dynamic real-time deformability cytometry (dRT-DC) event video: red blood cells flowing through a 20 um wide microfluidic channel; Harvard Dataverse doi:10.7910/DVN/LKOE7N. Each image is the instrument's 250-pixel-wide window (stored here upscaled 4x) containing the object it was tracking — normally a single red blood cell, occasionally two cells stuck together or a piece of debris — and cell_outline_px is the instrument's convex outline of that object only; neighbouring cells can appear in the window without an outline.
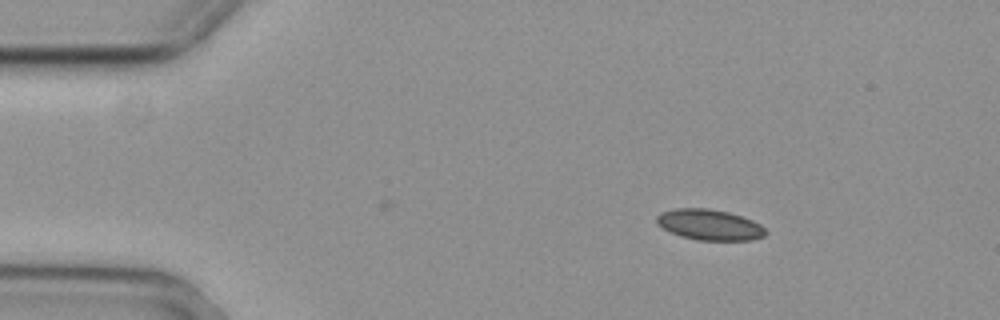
{"species": "common noctule bat (a hibernating species)", "species_latin": "Nyctalus noctula", "temperature_condition": "cold", "stored_images_in_passage": 44, "camera_frame_rate_fps": 3000, "um_per_image_px": 0.085, "animal": {"sex": "female", "body_mass_g": 29.2, "forearm_length_mm": 56.3}, "frame": {"image": 1, "passage_image": 1, "time_ms": 0.0, "image_size_px": [1000, 320], "cell_outline_px": [[768, 232], [764, 236], [752, 240], [696, 240], [680, 236], [656, 224], [656, 216], [660, 212], [676, 208], [708, 208], [728, 212], [752, 220], [760, 224]], "centroid_in_image_um": [60.3, 19.1], "position_along_channel_um": 24.7, "area_um2": 19.54}}
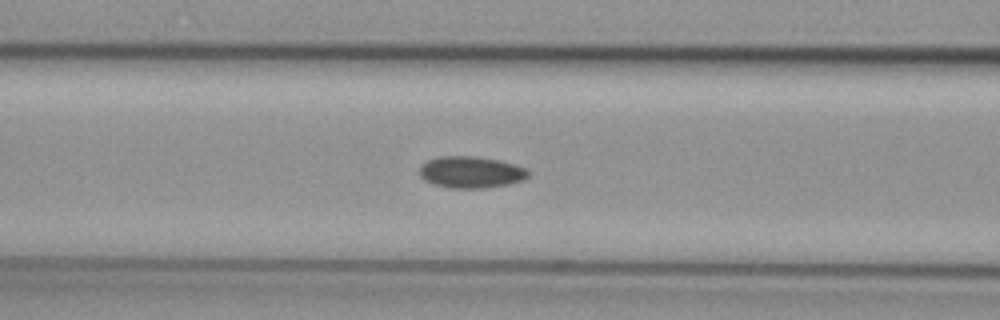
{"frame": {"image": 2, "passage_image": 15, "time_ms": 4.667, "image_size_px": [1000, 320], "cell_outline_px": [[528, 176], [524, 180], [508, 184], [484, 188], [448, 188], [432, 184], [424, 180], [420, 176], [420, 164], [428, 160], [440, 156], [472, 156], [496, 160], [528, 168]], "centroid_in_image_um": [40.0, 14.64], "position_along_channel_um": 126.6, "area_um2": 20.06}}
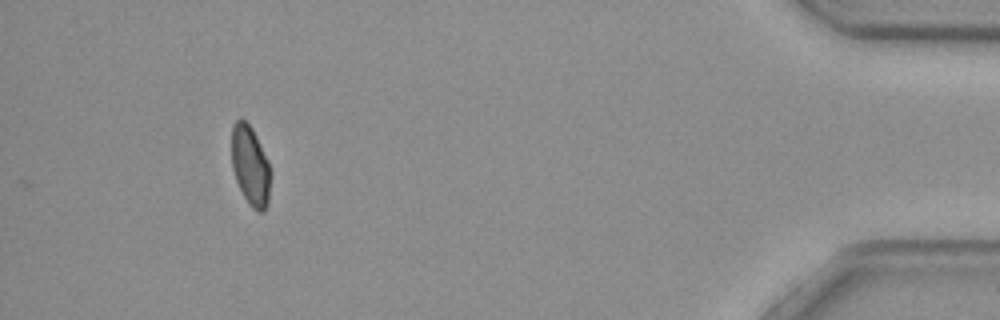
{"frame": {"image": 3, "passage_image": 44, "time_ms": 14.333, "image_size_px": [1000, 320], "cell_outline_px": [[272, 172], [268, 204], [264, 212], [256, 212], [248, 204], [236, 180], [232, 168], [232, 124], [240, 116], [252, 128], [268, 160]], "centroid_in_image_um": [21.3, 14.11], "position_along_channel_um": 413.9, "area_um2": 18.44}, "authors_computed_cell_mechanics": {"area_um2": 19.7098, "velocity_mm_per_s": 3.6943, "shape_relaxation_time_tau1_ms": null, "shape_relaxation_time_tau2_ms": 5.094, "deformation_change_tau1": null, "deformation_change_tau2": 0.0791}}